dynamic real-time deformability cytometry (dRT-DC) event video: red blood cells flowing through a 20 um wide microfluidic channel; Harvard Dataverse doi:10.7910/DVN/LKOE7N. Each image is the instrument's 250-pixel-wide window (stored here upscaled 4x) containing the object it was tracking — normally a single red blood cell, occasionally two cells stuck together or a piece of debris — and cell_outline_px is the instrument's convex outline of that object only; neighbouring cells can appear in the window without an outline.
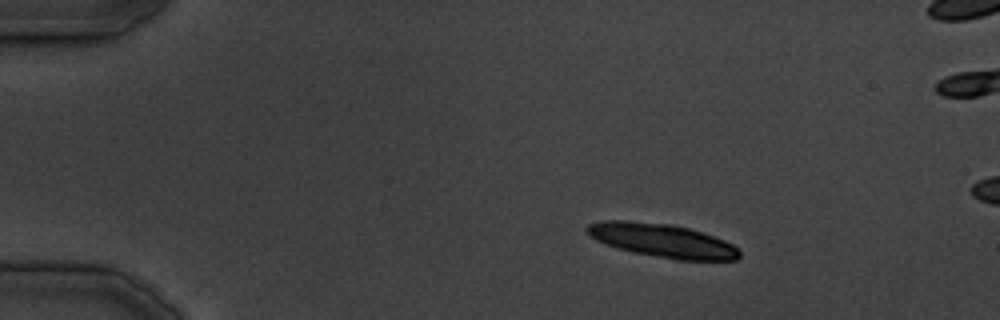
{"species": "common noctule bat (a hibernating species)", "species_latin": "Nyctalus noctula", "temperature_condition": "cold", "stored_images_in_passage": 7, "camera_frame_rate_fps": 3000, "um_per_image_px": 0.085, "animal": {"sex": "male", "body_mass_g": 19.5, "forearm_length_mm": 54.6}, "frame": {"image": 1, "passage_image": 1, "time_ms": 0.0, "image_size_px": [1000, 320], "cell_outline_px": [[740, 256], [736, 260], [676, 260], [632, 252], [616, 248], [604, 244], [588, 236], [584, 232], [584, 228], [588, 224], [604, 220], [628, 220], [672, 224], [688, 228], [724, 240], [740, 248]], "centroid_in_image_um": [56.24, 20.44], "position_along_channel_um": 28.8, "area_um2": 30.17}}